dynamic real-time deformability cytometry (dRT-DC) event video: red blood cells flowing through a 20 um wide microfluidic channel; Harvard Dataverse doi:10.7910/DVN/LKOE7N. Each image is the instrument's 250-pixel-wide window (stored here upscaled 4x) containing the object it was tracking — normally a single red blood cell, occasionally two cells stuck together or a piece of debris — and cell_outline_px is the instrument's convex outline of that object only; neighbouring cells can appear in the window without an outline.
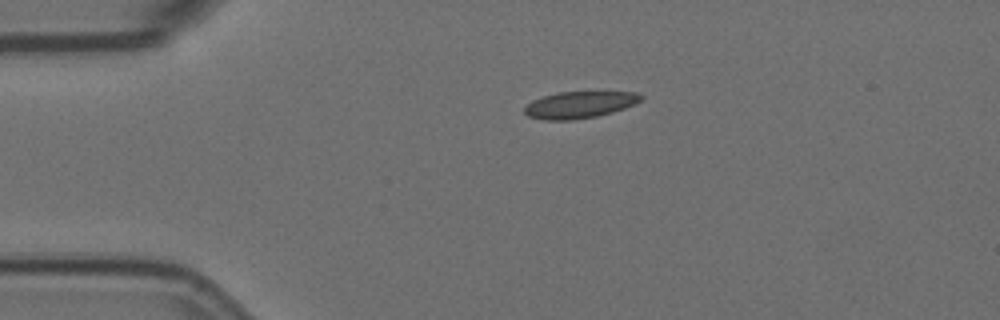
{"species": "Egyptian fruit bat (a non-hibernating species)", "species_latin": "Rousettus aegyptiacus", "temperature_condition": "room temperature", "stored_images_in_passage": 2, "camera_frame_rate_fps": 3000, "um_per_image_px": 0.085, "animal": {"sex": "female"}, "frame": {"image": 1, "passage_image": 1, "time_ms": 0.0, "image_size_px": [1000, 320], "cell_outline_px": [[644, 96], [636, 104], [612, 112], [596, 116], [572, 120], [544, 120], [528, 116], [524, 112], [524, 108], [532, 100], [556, 92], [636, 92]], "centroid_in_image_um": [49.25, 8.9], "position_along_channel_um": 35.7, "area_um2": 18.09}}